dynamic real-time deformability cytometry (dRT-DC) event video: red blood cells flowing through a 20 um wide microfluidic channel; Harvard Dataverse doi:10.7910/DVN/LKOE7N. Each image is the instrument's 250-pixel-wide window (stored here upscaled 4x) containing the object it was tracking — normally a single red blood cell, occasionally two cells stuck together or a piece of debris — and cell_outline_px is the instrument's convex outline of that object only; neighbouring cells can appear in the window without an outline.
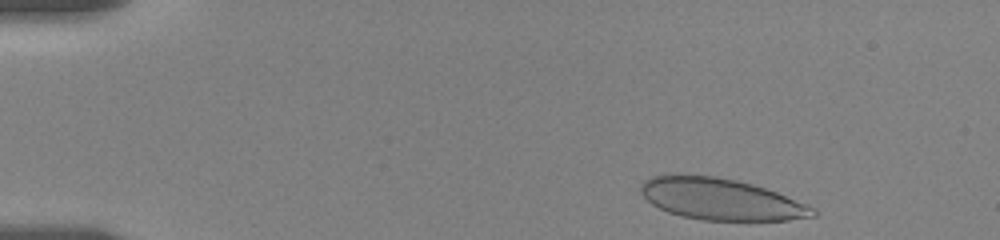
{"species": "human", "species_latin": "Homo sapiens", "temperature_condition": "room temperature", "stored_images_in_passage": 44, "camera_frame_rate_fps": 3000, "um_per_image_px": 0.085, "donor": {"sex": "female"}, "frame": {"image": 1, "passage_image": 2, "time_ms": 0.333, "image_size_px": [1000, 240], "cell_outline_px": [[816, 216], [788, 220], [704, 220], [680, 216], [668, 212], [652, 204], [640, 192], [640, 184], [644, 180], [652, 176], [716, 176], [736, 180], [752, 184], [776, 192], [808, 204], [816, 208]], "centroid_in_image_um": [61.3, 16.95], "position_along_channel_um": 23.7, "area_um2": 41.21}}
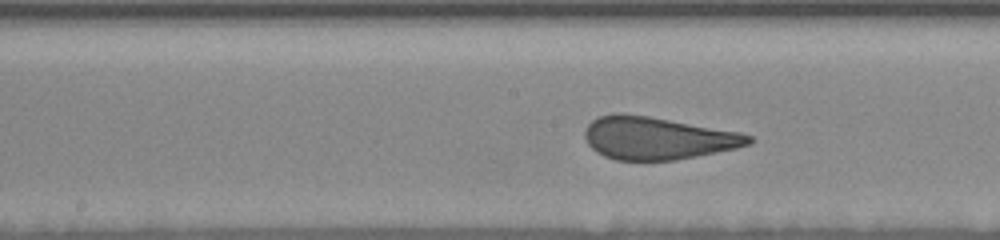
{"frame": {"image": 2, "passage_image": 24, "time_ms": 7.667, "image_size_px": [1000, 240], "cell_outline_px": [[756, 140], [752, 144], [736, 148], [676, 160], [616, 160], [604, 156], [596, 152], [588, 144], [584, 136], [584, 128], [592, 120], [600, 116], [616, 112], [648, 116], [740, 132], [752, 136]], "centroid_in_image_um": [55.88, 11.74], "position_along_channel_um": 192.3, "area_um2": 40.75}}
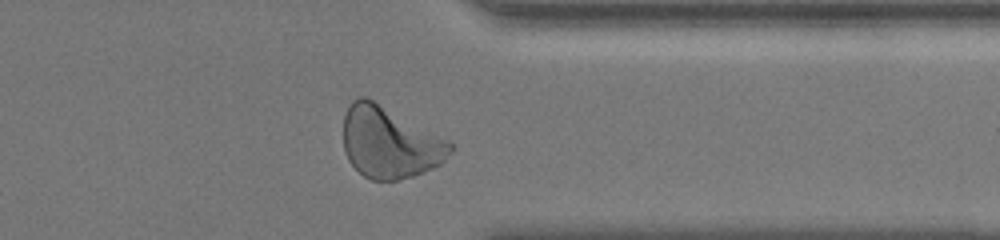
{"frame": {"image": 3, "passage_image": 40, "time_ms": 13.0, "image_size_px": [1000, 240], "cell_outline_px": [[456, 148], [440, 164], [432, 168], [412, 176], [400, 180], [372, 180], [364, 176], [348, 160], [344, 152], [344, 116], [352, 100], [360, 96], [364, 96], [372, 100], [448, 140]], "centroid_in_image_um": [33.11, 12.13], "position_along_channel_um": 378.3, "area_um2": 43.99}, "authors_computed_cell_mechanics": {"area_um2": 41.905, "velocity_mm_per_s": 3.533, "shape_relaxation_time_tau1_ms": 7.0023, "shape_relaxation_time_tau2_ms": null, "deformation_change_tau1": 0.1886, "deformation_change_tau2": null}}